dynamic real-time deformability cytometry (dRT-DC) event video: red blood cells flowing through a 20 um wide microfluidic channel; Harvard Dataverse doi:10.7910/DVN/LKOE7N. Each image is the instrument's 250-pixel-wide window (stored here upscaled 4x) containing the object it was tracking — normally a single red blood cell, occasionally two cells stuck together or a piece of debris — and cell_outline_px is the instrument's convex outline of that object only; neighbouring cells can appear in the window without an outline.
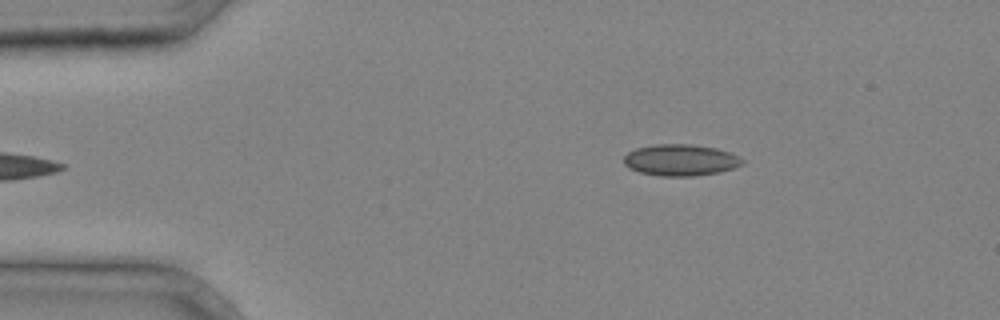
{"species": "common noctule bat (a hibernating species)", "species_latin": "Nyctalus noctula", "temperature_condition": "cold", "stored_images_in_passage": 3, "camera_frame_rate_fps": 3000, "um_per_image_px": 0.085, "animal": {"sex": "male", "body_mass_g": 20.4}, "frame": {"image": 1, "passage_image": 3, "time_ms": 0.667, "image_size_px": [1000, 320], "cell_outline_px": [[744, 164], [720, 172], [692, 176], [660, 176], [640, 172], [628, 168], [624, 164], [624, 156], [628, 152], [636, 148], [652, 144], [692, 144], [716, 148], [740, 156], [744, 160]], "centroid_in_image_um": [57.84, 13.6], "position_along_channel_um": 27.2, "area_um2": 21.85}}